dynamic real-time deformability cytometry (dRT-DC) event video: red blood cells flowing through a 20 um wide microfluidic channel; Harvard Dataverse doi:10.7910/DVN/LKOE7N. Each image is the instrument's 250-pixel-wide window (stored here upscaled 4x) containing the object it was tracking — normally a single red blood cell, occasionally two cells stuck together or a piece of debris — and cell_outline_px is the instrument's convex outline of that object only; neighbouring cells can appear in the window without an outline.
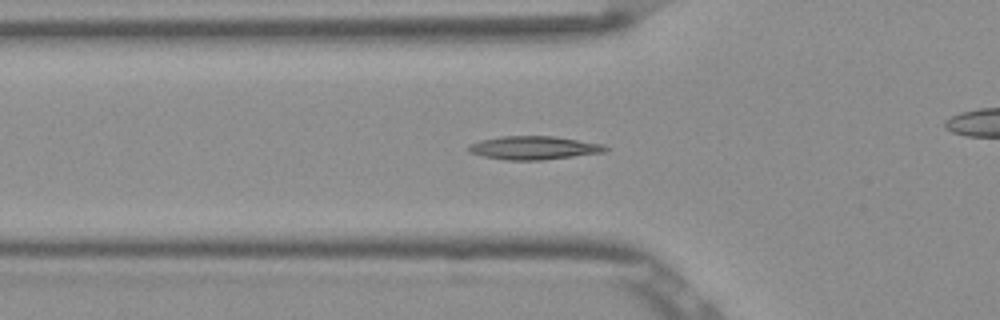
{"species": "Egyptian fruit bat (a non-hibernating species)", "species_latin": "Rousettus aegyptiacus", "temperature_condition": "room temperature", "stored_images_in_passage": 52, "camera_frame_rate_fps": 3000, "um_per_image_px": 0.085, "frame": {"image": 1, "passage_image": 17, "time_ms": 5.333, "image_size_px": [1000, 320], "cell_outline_px": [[608, 148], [604, 152], [544, 160], [504, 160], [484, 156], [468, 152], [468, 144], [480, 140], [500, 136], [556, 136], [604, 144]], "centroid_in_image_um": [45.36, 12.56], "position_along_channel_um": 80.4, "area_um2": 18.79}}
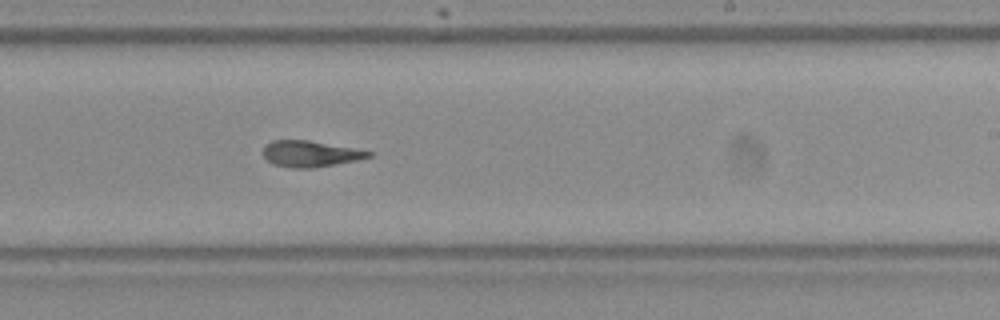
{"frame": {"image": 2, "passage_image": 31, "time_ms": 10.0, "image_size_px": [1000, 320], "cell_outline_px": [[372, 156], [356, 160], [312, 168], [292, 168], [272, 164], [264, 156], [264, 144], [272, 140], [308, 140], [352, 148], [372, 152]], "centroid_in_image_um": [26.32, 13.07], "position_along_channel_um": 262.7, "area_um2": 15.84}}
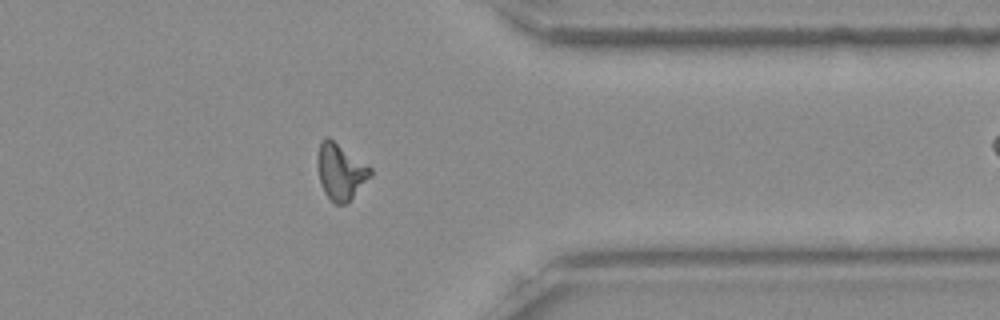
{"frame": {"image": 3, "passage_image": 41, "time_ms": 13.333, "image_size_px": [1000, 320], "cell_outline_px": [[372, 176], [344, 204], [336, 204], [324, 192], [320, 184], [316, 164], [316, 156], [320, 140], [324, 136], [328, 136], [372, 168]], "centroid_in_image_um": [28.9, 14.53], "position_along_channel_um": 382.5, "area_um2": 17.34}, "authors_computed_cell_mechanics": {"area_um2": 16.9643, "velocity_mm_per_s": 3.8814, "shape_relaxation_time_tau1_ms": null, "shape_relaxation_time_tau2_ms": 3.0097, "deformation_change_tau1": null, "deformation_change_tau2": 0.1121}}